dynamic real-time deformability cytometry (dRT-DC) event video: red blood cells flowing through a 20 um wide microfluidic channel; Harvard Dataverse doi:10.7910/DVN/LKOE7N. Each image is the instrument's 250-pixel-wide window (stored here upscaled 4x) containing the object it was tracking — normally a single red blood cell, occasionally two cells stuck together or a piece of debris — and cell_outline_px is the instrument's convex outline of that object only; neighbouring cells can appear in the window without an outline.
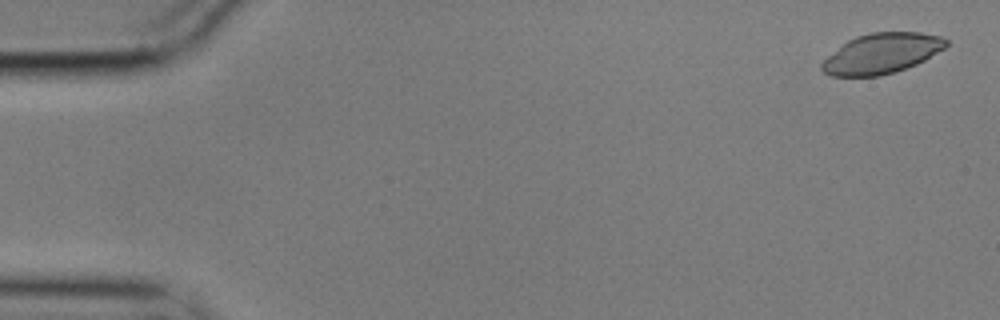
{"species": "common noctule bat (a hibernating species)", "species_latin": "Nyctalus noctula", "temperature_condition": "cold", "stored_images_in_passage": 57, "camera_frame_rate_fps": 3000, "um_per_image_px": 0.085, "animal": {"sex": "male", "body_mass_g": 17.9}, "frame": {"image": 1, "passage_image": 2, "time_ms": 0.333, "image_size_px": [1000, 320], "cell_outline_px": [[948, 44], [944, 48], [924, 60], [916, 64], [880, 76], [832, 76], [824, 72], [820, 68], [820, 64], [828, 56], [848, 40], [856, 36], [872, 32], [920, 32], [940, 36], [948, 40]], "centroid_in_image_um": [74.93, 4.54], "position_along_channel_um": 10.1, "area_um2": 28.84}}